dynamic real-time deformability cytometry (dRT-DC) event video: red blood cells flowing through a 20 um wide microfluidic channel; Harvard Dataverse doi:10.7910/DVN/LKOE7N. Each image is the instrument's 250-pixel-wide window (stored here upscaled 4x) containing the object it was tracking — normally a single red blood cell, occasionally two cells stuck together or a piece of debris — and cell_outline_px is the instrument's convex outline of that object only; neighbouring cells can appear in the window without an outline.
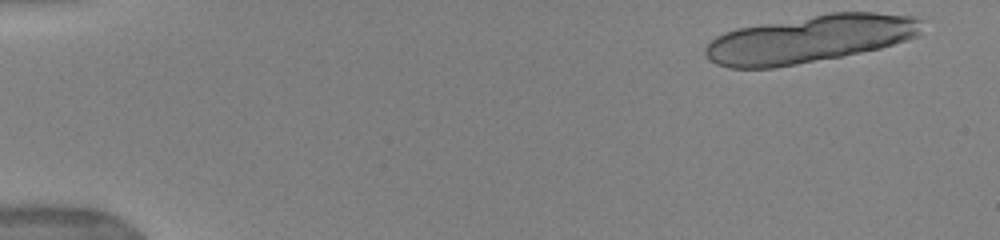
{"species": "human", "species_latin": "Homo sapiens", "temperature_condition": "warm", "stored_images_in_passage": 14, "camera_frame_rate_fps": 3000, "um_per_image_px": 0.085, "donor": {"sex": "female"}, "frame": {"image": 1, "passage_image": 1, "time_ms": 0.0, "image_size_px": [1000, 240], "cell_outline_px": [[924, 20], [920, 32], [916, 36], [908, 40], [880, 48], [840, 56], [796, 64], [772, 68], [728, 68], [716, 64], [708, 60], [704, 52], [704, 48], [716, 36], [724, 32], [736, 28], [828, 12], [876, 12], [912, 16]], "centroid_in_image_um": [68.82, 3.3], "position_along_channel_um": 16.2, "area_um2": 60.05}}